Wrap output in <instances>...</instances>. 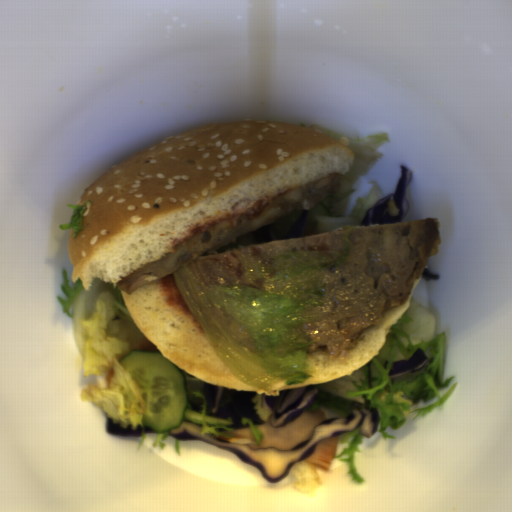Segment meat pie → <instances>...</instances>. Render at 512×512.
Segmentation results:
<instances>
[{"label": "meat pie", "instance_id": "meat-pie-1", "mask_svg": "<svg viewBox=\"0 0 512 512\" xmlns=\"http://www.w3.org/2000/svg\"><path fill=\"white\" fill-rule=\"evenodd\" d=\"M345 262L327 275L323 307L305 328L308 352L325 346L337 355L385 313L404 303L440 244L434 217L358 227Z\"/></svg>", "mask_w": 512, "mask_h": 512}, {"label": "meat pie", "instance_id": "meat-pie-2", "mask_svg": "<svg viewBox=\"0 0 512 512\" xmlns=\"http://www.w3.org/2000/svg\"><path fill=\"white\" fill-rule=\"evenodd\" d=\"M342 179L340 174L325 175L318 181L278 196L262 211L242 223L229 220L213 224L204 232L194 234L161 261H151L116 283L121 292L129 295L141 285L157 281L182 267L238 251L202 256L213 248L231 245L238 237L259 231L295 213H307L318 208L335 195Z\"/></svg>", "mask_w": 512, "mask_h": 512}, {"label": "meat pie", "instance_id": "meat-pie-3", "mask_svg": "<svg viewBox=\"0 0 512 512\" xmlns=\"http://www.w3.org/2000/svg\"><path fill=\"white\" fill-rule=\"evenodd\" d=\"M344 230L301 238L273 240L263 243L250 244L262 253H289L295 251H318L338 248L341 244Z\"/></svg>", "mask_w": 512, "mask_h": 512}]
</instances>
